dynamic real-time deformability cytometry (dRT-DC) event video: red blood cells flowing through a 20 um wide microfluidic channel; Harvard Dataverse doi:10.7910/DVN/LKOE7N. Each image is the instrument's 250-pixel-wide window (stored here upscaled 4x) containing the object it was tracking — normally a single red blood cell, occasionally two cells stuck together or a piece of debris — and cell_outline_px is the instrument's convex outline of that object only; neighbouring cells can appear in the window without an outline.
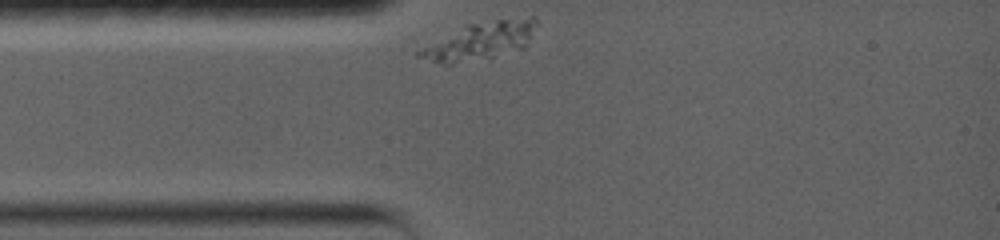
{"species": "common noctule bat (a hibernating species)", "species_latin": "Nyctalus noctula", "temperature_condition": "warm", "stored_images_in_passage": 51, "camera_frame_rate_fps": 5000, "um_per_image_px": 0.085, "animal": {"sex": "female", "body_mass_g": 19.0, "forearm_length_mm": 56.7}, "frame": {"image": 1, "passage_image": 1, "time_ms": 0.0, "image_size_px": [1000, 240], "cell_outline_px": [[536, 24], [524, 48], [488, 60], [452, 64], [448, 64], [416, 56], [416, 52], [464, 24], [496, 20], [532, 16], [536, 20]], "centroid_in_image_um": [40.84, 3.49], "position_along_channel_um": 44.2, "area_um2": 25.55}}
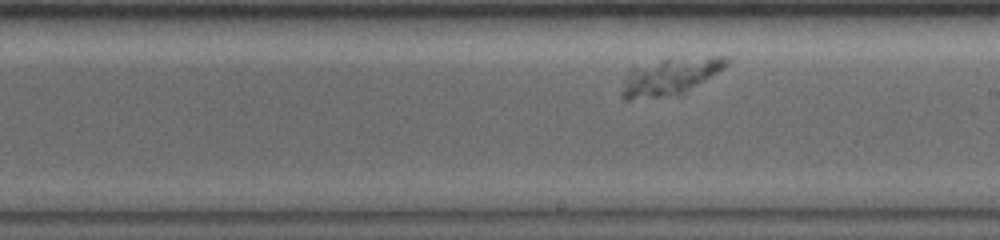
{"frame": {"image": 2, "passage_image": 29, "time_ms": 5.6, "image_size_px": [1000, 240], "cell_outline_px": [[732, 60], [724, 68], [680, 96], [628, 100], [624, 100], [620, 96], [620, 92], [624, 76], [632, 68], [664, 60], [720, 56]], "centroid_in_image_um": [56.91, 6.57], "position_along_channel_um": 232.1, "area_um2": 22.43}}
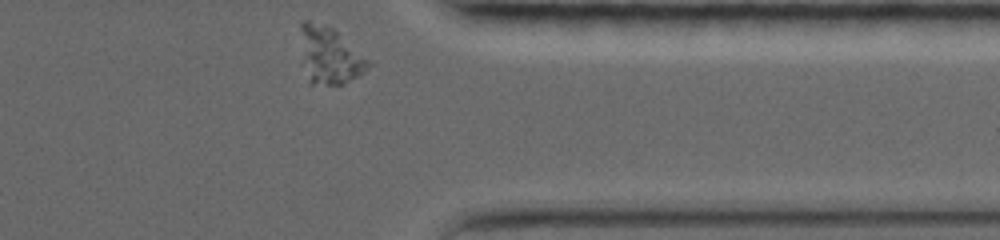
{"frame": {"image": 3, "passage_image": 51, "time_ms": 10.0, "image_size_px": [1000, 240], "cell_outline_px": [[372, 64], [360, 76], [344, 84], [312, 84], [308, 80], [300, 28], [300, 24], [304, 20], [308, 20], [332, 28], [372, 60]], "centroid_in_image_um": [28.1, 4.73], "position_along_channel_um": 383.3, "area_um2": 22.14}}